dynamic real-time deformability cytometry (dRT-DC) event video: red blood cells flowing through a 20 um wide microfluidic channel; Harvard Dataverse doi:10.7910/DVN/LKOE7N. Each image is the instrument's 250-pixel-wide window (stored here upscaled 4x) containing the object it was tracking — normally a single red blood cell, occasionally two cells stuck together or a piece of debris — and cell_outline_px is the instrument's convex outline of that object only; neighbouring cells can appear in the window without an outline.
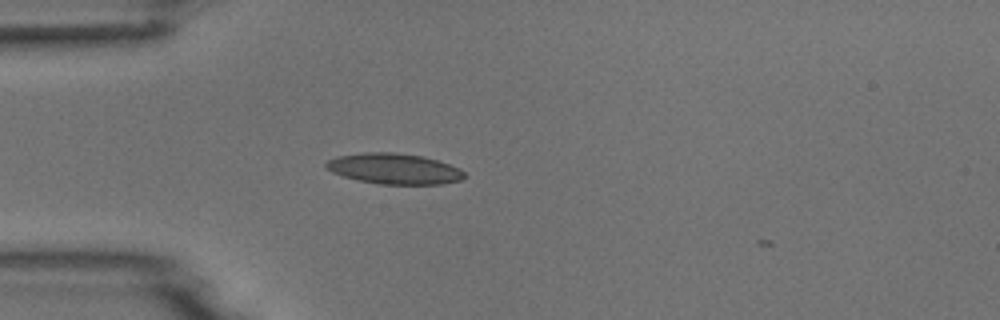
{"species": "common noctule bat (a hibernating species)", "species_latin": "Nyctalus noctula", "temperature_condition": "room temperature", "stored_images_in_passage": 3, "camera_frame_rate_fps": 3000, "um_per_image_px": 0.085, "animal": {"sex": "male", "body_mass_g": 18.8}, "frame": {"image": 1, "passage_image": 3, "time_ms": 2.333, "image_size_px": [1000, 320], "cell_outline_px": [[468, 176], [460, 180], [440, 184], [380, 184], [360, 180], [344, 176], [332, 172], [324, 164], [328, 160], [336, 156], [364, 152], [392, 152], [424, 156], [460, 168]], "centroid_in_image_um": [33.52, 14.33], "position_along_channel_um": 51.5, "area_um2": 24.62}}